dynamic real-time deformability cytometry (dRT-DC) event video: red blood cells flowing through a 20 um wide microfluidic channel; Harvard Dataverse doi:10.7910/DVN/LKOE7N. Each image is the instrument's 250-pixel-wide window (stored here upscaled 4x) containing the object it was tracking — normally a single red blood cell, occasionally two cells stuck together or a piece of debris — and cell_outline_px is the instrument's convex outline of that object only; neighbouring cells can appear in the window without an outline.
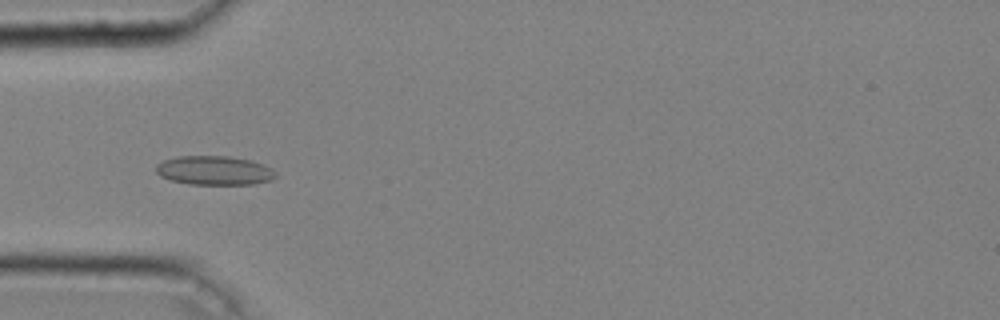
{"species": "common noctule bat (a hibernating species)", "species_latin": "Nyctalus noctula", "temperature_condition": "cold", "stored_images_in_passage": 47, "camera_frame_rate_fps": 3000, "um_per_image_px": 0.085, "animal": {"sex": "male", "body_mass_g": 20.4}, "frame": {"image": 1, "passage_image": 15, "time_ms": 4.667, "image_size_px": [1000, 320], "cell_outline_px": [[276, 176], [272, 180], [252, 184], [188, 184], [172, 180], [160, 176], [156, 172], [156, 164], [164, 160], [176, 156], [228, 156], [252, 160], [264, 164], [272, 168], [276, 172]], "centroid_in_image_um": [18.24, 14.48], "position_along_channel_um": 66.8, "area_um2": 20.4}}
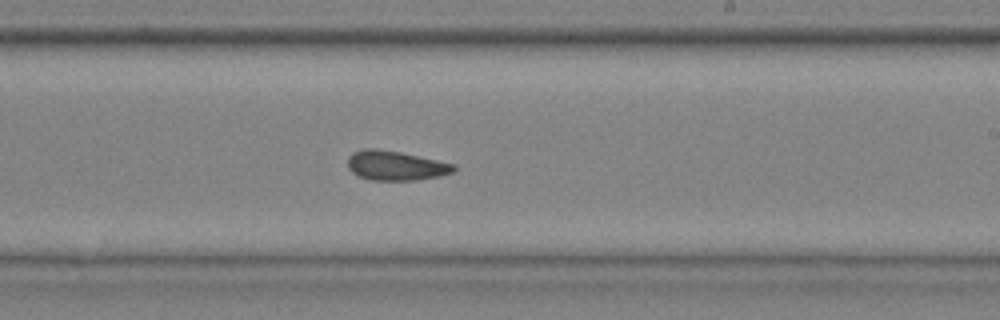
{"frame": {"image": 2, "passage_image": 29, "time_ms": 9.333, "image_size_px": [1000, 320], "cell_outline_px": [[456, 168], [452, 172], [436, 176], [416, 180], [368, 180], [352, 172], [348, 168], [348, 156], [352, 152], [364, 148], [376, 148], [400, 152], [456, 164]], "centroid_in_image_um": [33.59, 14.06], "position_along_channel_um": 255.4, "area_um2": 18.21}}
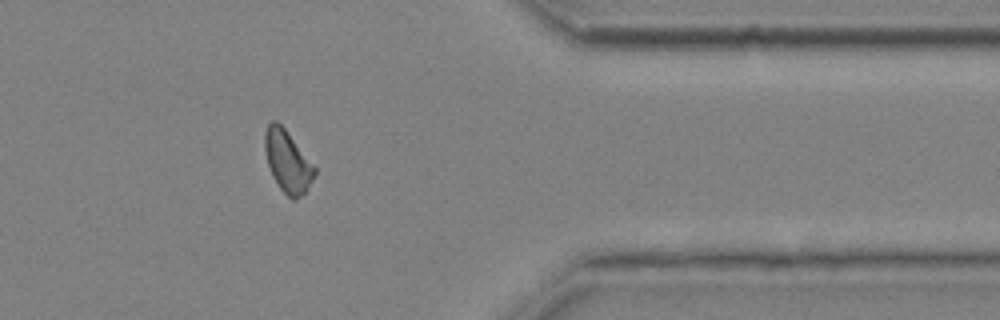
{"frame": {"image": 3, "passage_image": 40, "time_ms": 13.0, "image_size_px": [1000, 320], "cell_outline_px": [[316, 172], [312, 180], [304, 192], [296, 200], [292, 200], [280, 188], [272, 176], [268, 164], [264, 148], [264, 132], [268, 124], [272, 120], [276, 120], [284, 128], [316, 168]], "centroid_in_image_um": [24.42, 13.71], "position_along_channel_um": 387.0, "area_um2": 17.63}, "authors_computed_cell_mechanics": {"area_um2": 18.3226, "velocity_mm_per_s": 4.0567, "shape_relaxation_time_tau1_ms": null, "shape_relaxation_time_tau2_ms": 2.7801, "deformation_change_tau1": null, "deformation_change_tau2": 0.0958}}